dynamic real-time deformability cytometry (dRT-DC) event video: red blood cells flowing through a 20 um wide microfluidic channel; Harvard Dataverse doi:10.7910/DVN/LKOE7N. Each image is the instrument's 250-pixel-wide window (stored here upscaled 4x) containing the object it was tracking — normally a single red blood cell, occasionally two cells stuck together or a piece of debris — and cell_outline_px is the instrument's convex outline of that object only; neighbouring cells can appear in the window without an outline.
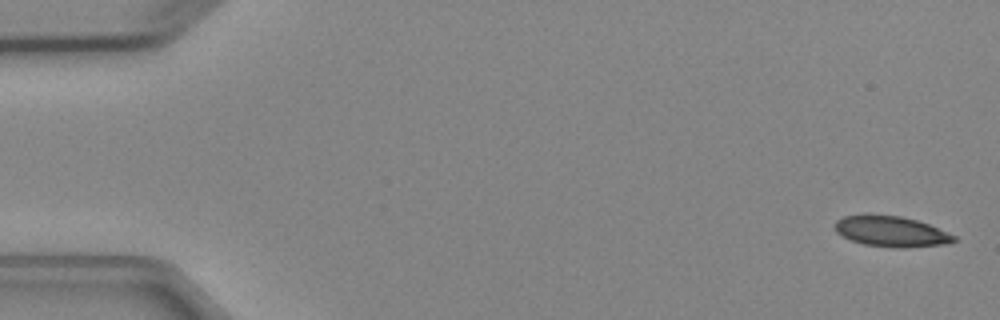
{"species": "Egyptian fruit bat (a non-hibernating species)", "species_latin": "Rousettus aegyptiacus", "temperature_condition": "cold", "stored_images_in_passage": 6, "camera_frame_rate_fps": 3000, "um_per_image_px": 0.085, "animal": {"sex": "female"}, "frame": {"image": 1, "passage_image": 1, "time_ms": 0.0, "image_size_px": [1000, 320], "cell_outline_px": [[956, 240], [944, 244], [904, 248], [864, 244], [852, 240], [836, 232], [836, 220], [844, 216], [864, 212], [900, 216], [916, 220], [928, 224], [956, 236]], "centroid_in_image_um": [75.71, 19.63], "position_along_channel_um": 9.3, "area_um2": 21.27}}